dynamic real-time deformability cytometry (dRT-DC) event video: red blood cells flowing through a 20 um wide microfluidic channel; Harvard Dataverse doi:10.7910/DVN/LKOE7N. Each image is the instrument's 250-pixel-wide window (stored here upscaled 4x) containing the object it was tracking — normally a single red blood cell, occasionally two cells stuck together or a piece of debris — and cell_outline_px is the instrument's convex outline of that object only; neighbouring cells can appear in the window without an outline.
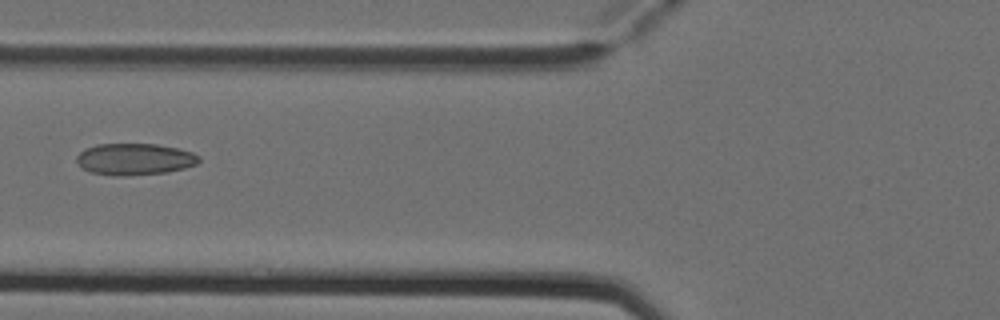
{"species": "Egyptian fruit bat (a non-hibernating species)", "species_latin": "Rousettus aegyptiacus", "temperature_condition": "cold", "stored_images_in_passage": 6, "camera_frame_rate_fps": 3000, "um_per_image_px": 0.085, "animal": {"sex": "female"}, "frame": {"image": 1, "passage_image": 5, "time_ms": 1.333, "image_size_px": [1000, 320], "cell_outline_px": [[200, 160], [196, 164], [184, 168], [168, 172], [124, 176], [116, 176], [92, 172], [80, 168], [76, 160], [76, 156], [84, 148], [96, 144], [156, 144], [176, 148], [192, 152], [200, 156]], "centroid_in_image_um": [11.41, 13.53], "position_along_channel_um": 114.4, "area_um2": 22.66}}
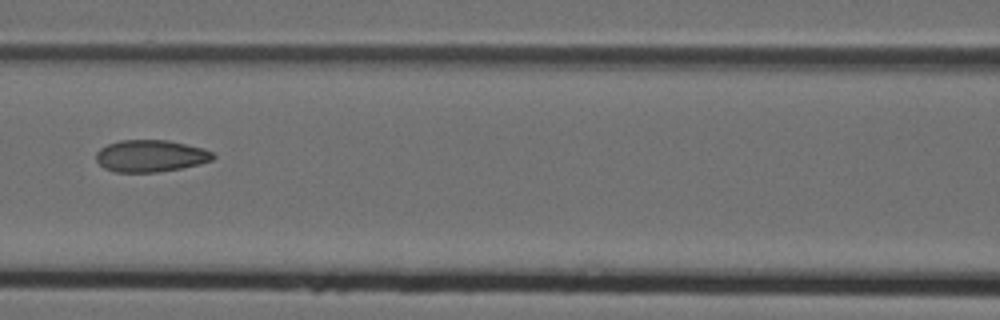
{"frame": {"image": 2, "passage_image": 6, "time_ms": 1.667, "image_size_px": [1000, 320], "cell_outline_px": [[216, 156], [212, 160], [200, 164], [180, 168], [156, 172], [116, 172], [104, 168], [96, 160], [96, 152], [100, 148], [108, 144], [120, 140], [168, 140], [204, 148], [212, 152]], "centroid_in_image_um": [12.8, 13.25], "position_along_channel_um": 153.8, "area_um2": 21.79}}